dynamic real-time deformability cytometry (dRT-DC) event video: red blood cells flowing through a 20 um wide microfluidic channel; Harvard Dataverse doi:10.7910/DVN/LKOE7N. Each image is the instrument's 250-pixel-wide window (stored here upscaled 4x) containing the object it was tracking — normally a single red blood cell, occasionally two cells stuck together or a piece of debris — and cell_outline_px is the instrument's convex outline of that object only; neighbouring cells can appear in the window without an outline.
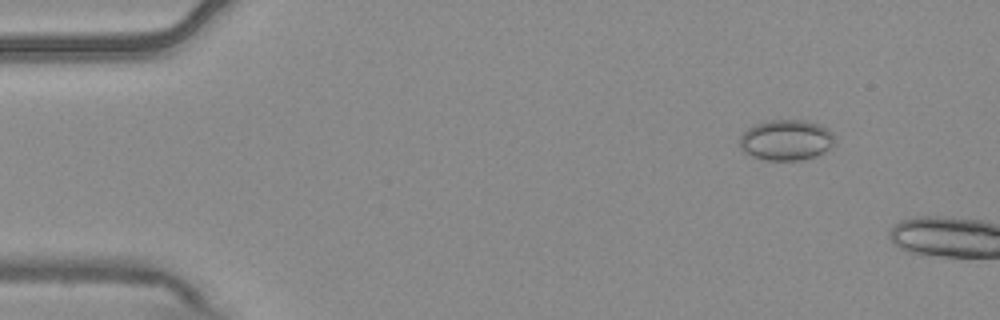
{"species": "common noctule bat (a hibernating species)", "species_latin": "Nyctalus noctula", "temperature_condition": "warm", "stored_images_in_passage": 3, "camera_frame_rate_fps": 3000, "um_per_image_px": 0.085, "animal": {"sex": "male", "body_mass_g": 20.4}, "frame": {"image": 1, "passage_image": 2, "time_ms": 0.333, "image_size_px": [1000, 320], "cell_outline_px": [[836, 144], [832, 148], [816, 156], [800, 160], [764, 160], [752, 156], [744, 152], [740, 148], [740, 136], [748, 128], [756, 124], [768, 120], [808, 120], [820, 124], [828, 128], [832, 132]], "centroid_in_image_um": [66.86, 11.9], "position_along_channel_um": 18.1, "area_um2": 22.83}}